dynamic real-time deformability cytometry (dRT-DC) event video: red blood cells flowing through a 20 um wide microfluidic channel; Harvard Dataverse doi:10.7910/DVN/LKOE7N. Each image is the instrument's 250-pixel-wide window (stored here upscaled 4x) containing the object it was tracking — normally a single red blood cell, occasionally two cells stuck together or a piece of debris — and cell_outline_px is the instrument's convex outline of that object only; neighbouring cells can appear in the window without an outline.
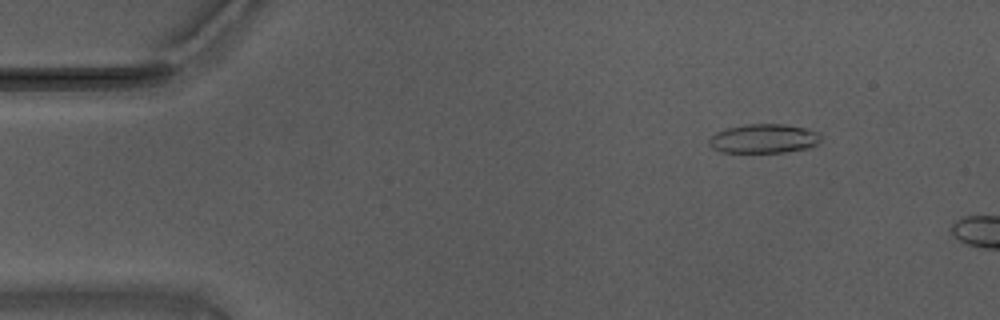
{"species": "Egyptian fruit bat (a non-hibernating species)", "species_latin": "Rousettus aegyptiacus", "temperature_condition": "warm", "stored_images_in_passage": 11, "camera_frame_rate_fps": 3000, "um_per_image_px": 0.085, "animal": {"sex": "male"}, "frame": {"image": 1, "passage_image": 7, "time_ms": 2.0, "image_size_px": [1000, 320], "cell_outline_px": [[824, 136], [816, 144], [808, 148], [784, 152], [720, 152], [712, 148], [708, 144], [708, 140], [716, 132], [724, 128], [748, 124], [784, 124], [808, 128], [820, 132]], "centroid_in_image_um": [64.94, 11.77], "position_along_channel_um": 20.1, "area_um2": 19.25}}